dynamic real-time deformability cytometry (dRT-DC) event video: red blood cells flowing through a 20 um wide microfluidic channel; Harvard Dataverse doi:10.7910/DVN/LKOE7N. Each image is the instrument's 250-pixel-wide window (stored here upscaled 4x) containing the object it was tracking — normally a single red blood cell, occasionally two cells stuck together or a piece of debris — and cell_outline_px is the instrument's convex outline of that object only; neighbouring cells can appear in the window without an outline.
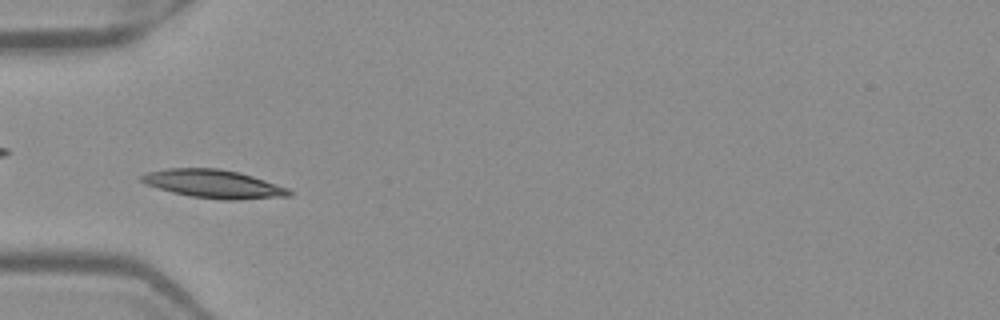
{"species": "Egyptian fruit bat (a non-hibernating species)", "species_latin": "Rousettus aegyptiacus", "temperature_condition": "warm", "stored_images_in_passage": 47, "camera_frame_rate_fps": 3000, "um_per_image_px": 0.085, "frame": {"image": 1, "passage_image": 12, "time_ms": 3.667, "image_size_px": [1000, 320], "cell_outline_px": [[292, 196], [240, 200], [224, 200], [188, 196], [172, 192], [144, 184], [140, 180], [140, 176], [148, 172], [168, 168], [220, 168], [240, 172], [288, 188], [292, 192]], "centroid_in_image_um": [18.16, 15.64], "position_along_channel_um": 66.8, "area_um2": 24.51}}
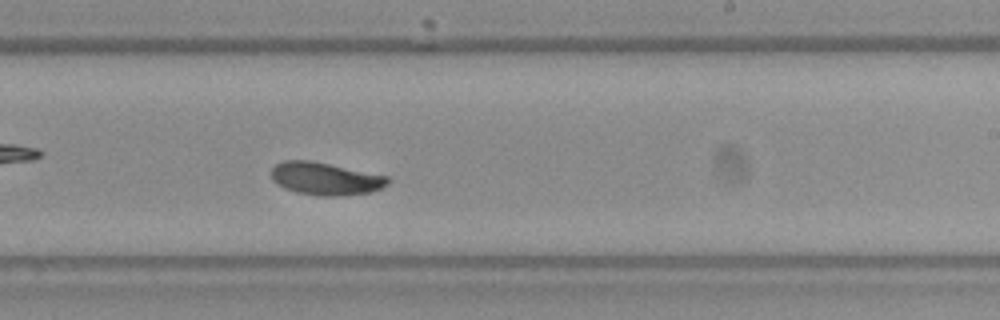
{"frame": {"image": 2, "passage_image": 27, "time_ms": 8.667, "image_size_px": [1000, 320], "cell_outline_px": [[388, 184], [380, 188], [368, 192], [344, 196], [320, 196], [296, 192], [284, 188], [276, 184], [272, 180], [272, 168], [276, 164], [284, 160], [308, 160], [388, 176]], "centroid_in_image_um": [27.62, 15.19], "position_along_channel_um": 261.4, "area_um2": 21.96}}
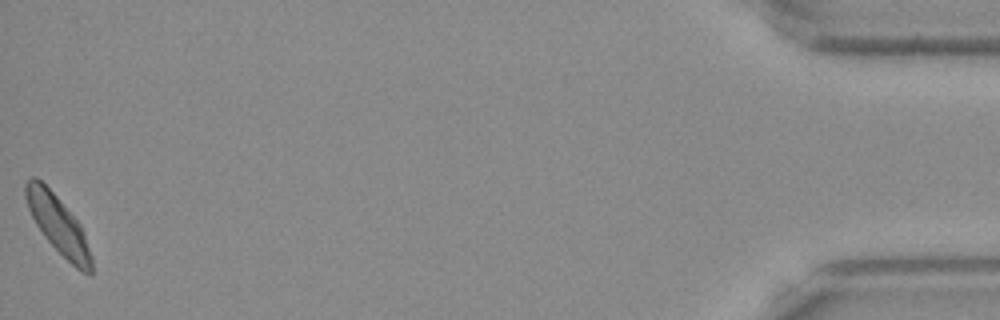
{"frame": {"image": 3, "passage_image": 47, "time_ms": 15.333, "image_size_px": [1000, 320], "cell_outline_px": [[92, 272], [88, 276], [80, 272], [44, 236], [36, 224], [28, 208], [24, 196], [24, 184], [32, 176], [36, 176], [56, 196], [80, 224], [84, 232], [92, 256]], "centroid_in_image_um": [4.95, 19.11], "position_along_channel_um": 430.3, "area_um2": 21.96}, "authors_computed_cell_mechanics": {"area_um2": 22.1952, "velocity_mm_per_s": 3.9102, "shape_relaxation_time_tau1_ms": 3.5374, "shape_relaxation_time_tau2_ms": 5.6701, "deformation_change_tau1": 0.1276, "deformation_change_tau2": 0.0908}}